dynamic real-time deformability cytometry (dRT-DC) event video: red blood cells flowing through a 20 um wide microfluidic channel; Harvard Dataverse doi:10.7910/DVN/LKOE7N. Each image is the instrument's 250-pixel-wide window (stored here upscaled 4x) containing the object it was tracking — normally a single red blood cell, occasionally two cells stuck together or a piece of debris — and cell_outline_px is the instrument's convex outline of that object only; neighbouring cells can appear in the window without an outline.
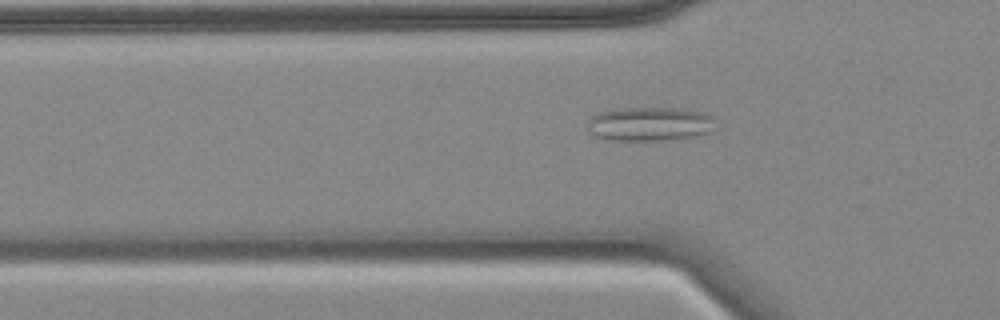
{"species": "common noctule bat (a hibernating species)", "species_latin": "Nyctalus noctula", "temperature_condition": "cold", "stored_images_in_passage": 50, "segment_of_instrument_passage": [1, 2], "camera_frame_rate_fps": 3000, "um_per_image_px": 0.085, "animal": {"sex": "female", "body_mass_g": 18.4}, "frame": {"image": 1, "passage_image": 17, "time_ms": 5.333, "image_size_px": [1000, 320], "cell_outline_px": [[716, 116], [708, 132], [688, 136], [660, 140], [612, 140], [596, 136], [588, 132], [588, 120], [592, 116], [600, 112], [620, 108], [672, 108], [704, 112]], "centroid_in_image_um": [55.17, 10.52], "position_along_channel_um": 70.6, "area_um2": 24.91}}
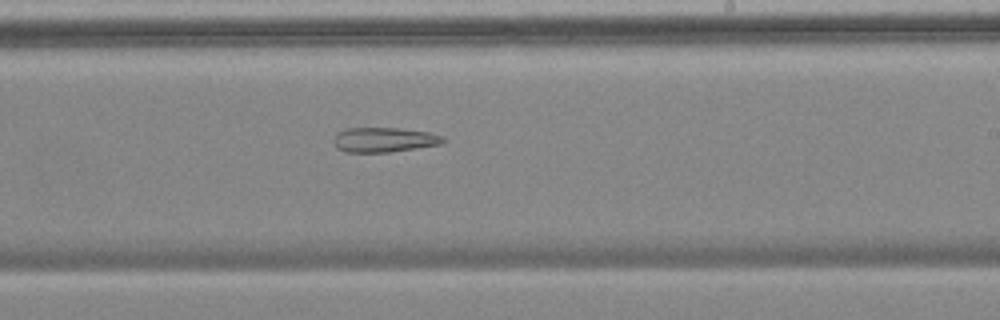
{"frame": {"image": 2, "passage_image": 33, "time_ms": 10.667, "image_size_px": [1000, 320], "cell_outline_px": [[448, 140], [440, 144], [416, 148], [388, 152], [344, 152], [336, 148], [332, 140], [344, 128], [400, 128], [428, 132], [444, 136]], "centroid_in_image_um": [32.65, 11.88], "position_along_channel_um": 256.3, "area_um2": 15.84}}
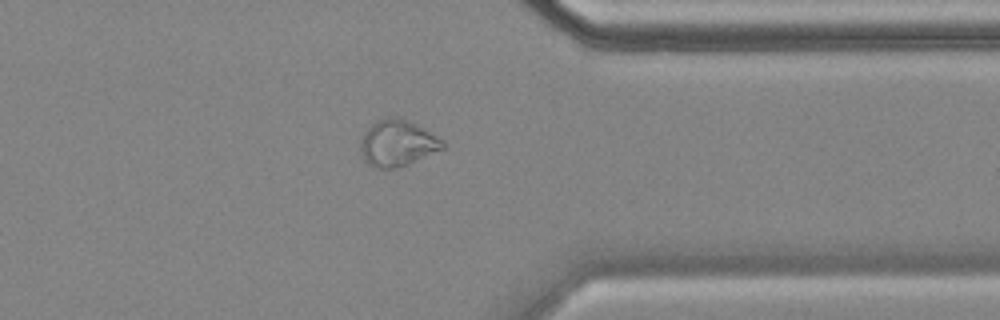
{"frame": {"image": 3, "passage_image": 44, "time_ms": 14.333, "image_size_px": [1000, 320], "cell_outline_px": [[444, 148], [408, 164], [392, 168], [372, 168], [364, 160], [360, 152], [360, 140], [364, 132], [372, 124], [388, 116], [400, 116], [416, 124], [444, 140]], "centroid_in_image_um": [33.75, 12.16], "position_along_channel_um": 377.6, "area_um2": 22.2}}